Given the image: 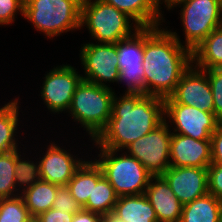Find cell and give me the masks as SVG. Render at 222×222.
Segmentation results:
<instances>
[{"mask_svg":"<svg viewBox=\"0 0 222 222\" xmlns=\"http://www.w3.org/2000/svg\"><path fill=\"white\" fill-rule=\"evenodd\" d=\"M144 27L143 69L146 95L170 97L193 64L192 51L182 45L176 32Z\"/></svg>","mask_w":222,"mask_h":222,"instance_id":"cell-1","label":"cell"},{"mask_svg":"<svg viewBox=\"0 0 222 222\" xmlns=\"http://www.w3.org/2000/svg\"><path fill=\"white\" fill-rule=\"evenodd\" d=\"M164 99L125 93L114 95L112 114L105 128L93 140L98 148L125 150L129 144L154 130L164 121Z\"/></svg>","mask_w":222,"mask_h":222,"instance_id":"cell-2","label":"cell"},{"mask_svg":"<svg viewBox=\"0 0 222 222\" xmlns=\"http://www.w3.org/2000/svg\"><path fill=\"white\" fill-rule=\"evenodd\" d=\"M115 93L111 87H103L82 80L74 92L68 112L86 128L92 140L105 128L112 114Z\"/></svg>","mask_w":222,"mask_h":222,"instance_id":"cell-3","label":"cell"},{"mask_svg":"<svg viewBox=\"0 0 222 222\" xmlns=\"http://www.w3.org/2000/svg\"><path fill=\"white\" fill-rule=\"evenodd\" d=\"M82 0H24L23 16L46 37L81 27Z\"/></svg>","mask_w":222,"mask_h":222,"instance_id":"cell-4","label":"cell"},{"mask_svg":"<svg viewBox=\"0 0 222 222\" xmlns=\"http://www.w3.org/2000/svg\"><path fill=\"white\" fill-rule=\"evenodd\" d=\"M131 20L126 13L102 0L81 2V28L86 25L91 36L99 43H117L132 36L140 26H131L134 24Z\"/></svg>","mask_w":222,"mask_h":222,"instance_id":"cell-5","label":"cell"},{"mask_svg":"<svg viewBox=\"0 0 222 222\" xmlns=\"http://www.w3.org/2000/svg\"><path fill=\"white\" fill-rule=\"evenodd\" d=\"M100 149L98 157L101 159H95V161L116 194L118 196L145 194L152 177L146 168L126 152V155L118 156V150Z\"/></svg>","mask_w":222,"mask_h":222,"instance_id":"cell-6","label":"cell"},{"mask_svg":"<svg viewBox=\"0 0 222 222\" xmlns=\"http://www.w3.org/2000/svg\"><path fill=\"white\" fill-rule=\"evenodd\" d=\"M176 5L183 6L180 18L185 34L184 46L191 51L222 26V0H183Z\"/></svg>","mask_w":222,"mask_h":222,"instance_id":"cell-7","label":"cell"},{"mask_svg":"<svg viewBox=\"0 0 222 222\" xmlns=\"http://www.w3.org/2000/svg\"><path fill=\"white\" fill-rule=\"evenodd\" d=\"M166 119L154 130L127 146V153L136 158L152 176H161L170 167V131Z\"/></svg>","mask_w":222,"mask_h":222,"instance_id":"cell-8","label":"cell"},{"mask_svg":"<svg viewBox=\"0 0 222 222\" xmlns=\"http://www.w3.org/2000/svg\"><path fill=\"white\" fill-rule=\"evenodd\" d=\"M144 27L132 36L117 42L119 67L118 82H127L125 93L146 95V82L143 69Z\"/></svg>","mask_w":222,"mask_h":222,"instance_id":"cell-9","label":"cell"},{"mask_svg":"<svg viewBox=\"0 0 222 222\" xmlns=\"http://www.w3.org/2000/svg\"><path fill=\"white\" fill-rule=\"evenodd\" d=\"M80 57L85 70L83 80L103 87H108V81L118 82L117 43L89 42L81 47Z\"/></svg>","mask_w":222,"mask_h":222,"instance_id":"cell-10","label":"cell"},{"mask_svg":"<svg viewBox=\"0 0 222 222\" xmlns=\"http://www.w3.org/2000/svg\"><path fill=\"white\" fill-rule=\"evenodd\" d=\"M164 119L175 125L173 132L196 140H210L212 134L222 124L214 113L201 111L184 104H164Z\"/></svg>","mask_w":222,"mask_h":222,"instance_id":"cell-11","label":"cell"},{"mask_svg":"<svg viewBox=\"0 0 222 222\" xmlns=\"http://www.w3.org/2000/svg\"><path fill=\"white\" fill-rule=\"evenodd\" d=\"M41 97L48 110L54 114L69 110L74 92L83 80L71 65L58 66L50 70L44 78Z\"/></svg>","mask_w":222,"mask_h":222,"instance_id":"cell-12","label":"cell"},{"mask_svg":"<svg viewBox=\"0 0 222 222\" xmlns=\"http://www.w3.org/2000/svg\"><path fill=\"white\" fill-rule=\"evenodd\" d=\"M164 104H184L214 113V102L207 74L193 65L182 75L174 93Z\"/></svg>","mask_w":222,"mask_h":222,"instance_id":"cell-13","label":"cell"},{"mask_svg":"<svg viewBox=\"0 0 222 222\" xmlns=\"http://www.w3.org/2000/svg\"><path fill=\"white\" fill-rule=\"evenodd\" d=\"M184 205L208 193V169L170 166L162 175Z\"/></svg>","mask_w":222,"mask_h":222,"instance_id":"cell-14","label":"cell"},{"mask_svg":"<svg viewBox=\"0 0 222 222\" xmlns=\"http://www.w3.org/2000/svg\"><path fill=\"white\" fill-rule=\"evenodd\" d=\"M211 163V140H196L172 132L170 166L207 168Z\"/></svg>","mask_w":222,"mask_h":222,"instance_id":"cell-15","label":"cell"},{"mask_svg":"<svg viewBox=\"0 0 222 222\" xmlns=\"http://www.w3.org/2000/svg\"><path fill=\"white\" fill-rule=\"evenodd\" d=\"M50 144L44 157L39 161L40 180L66 186L85 160L76 159L74 155L55 143Z\"/></svg>","mask_w":222,"mask_h":222,"instance_id":"cell-16","label":"cell"},{"mask_svg":"<svg viewBox=\"0 0 222 222\" xmlns=\"http://www.w3.org/2000/svg\"><path fill=\"white\" fill-rule=\"evenodd\" d=\"M145 195L155 210L158 222H180L183 204L162 176L150 178Z\"/></svg>","mask_w":222,"mask_h":222,"instance_id":"cell-17","label":"cell"},{"mask_svg":"<svg viewBox=\"0 0 222 222\" xmlns=\"http://www.w3.org/2000/svg\"><path fill=\"white\" fill-rule=\"evenodd\" d=\"M118 197L110 182L104 177L101 167L94 161L93 191L82 207L83 210L105 216L114 210Z\"/></svg>","mask_w":222,"mask_h":222,"instance_id":"cell-18","label":"cell"},{"mask_svg":"<svg viewBox=\"0 0 222 222\" xmlns=\"http://www.w3.org/2000/svg\"><path fill=\"white\" fill-rule=\"evenodd\" d=\"M126 13L140 27H156L162 17L156 0H102Z\"/></svg>","mask_w":222,"mask_h":222,"instance_id":"cell-19","label":"cell"},{"mask_svg":"<svg viewBox=\"0 0 222 222\" xmlns=\"http://www.w3.org/2000/svg\"><path fill=\"white\" fill-rule=\"evenodd\" d=\"M113 211L123 222H158L145 194L119 196Z\"/></svg>","mask_w":222,"mask_h":222,"instance_id":"cell-20","label":"cell"},{"mask_svg":"<svg viewBox=\"0 0 222 222\" xmlns=\"http://www.w3.org/2000/svg\"><path fill=\"white\" fill-rule=\"evenodd\" d=\"M192 59L198 69H222V26L213 30L192 51Z\"/></svg>","mask_w":222,"mask_h":222,"instance_id":"cell-21","label":"cell"},{"mask_svg":"<svg viewBox=\"0 0 222 222\" xmlns=\"http://www.w3.org/2000/svg\"><path fill=\"white\" fill-rule=\"evenodd\" d=\"M222 200L207 193L182 208L180 222H220Z\"/></svg>","mask_w":222,"mask_h":222,"instance_id":"cell-22","label":"cell"},{"mask_svg":"<svg viewBox=\"0 0 222 222\" xmlns=\"http://www.w3.org/2000/svg\"><path fill=\"white\" fill-rule=\"evenodd\" d=\"M59 187L50 182L39 180L28 190L19 193L33 219L53 207Z\"/></svg>","mask_w":222,"mask_h":222,"instance_id":"cell-23","label":"cell"},{"mask_svg":"<svg viewBox=\"0 0 222 222\" xmlns=\"http://www.w3.org/2000/svg\"><path fill=\"white\" fill-rule=\"evenodd\" d=\"M18 104V99H14L0 108V154L18 149L14 137L19 121Z\"/></svg>","mask_w":222,"mask_h":222,"instance_id":"cell-24","label":"cell"},{"mask_svg":"<svg viewBox=\"0 0 222 222\" xmlns=\"http://www.w3.org/2000/svg\"><path fill=\"white\" fill-rule=\"evenodd\" d=\"M66 186L74 199L83 207L93 191V161H84Z\"/></svg>","mask_w":222,"mask_h":222,"instance_id":"cell-25","label":"cell"},{"mask_svg":"<svg viewBox=\"0 0 222 222\" xmlns=\"http://www.w3.org/2000/svg\"><path fill=\"white\" fill-rule=\"evenodd\" d=\"M19 155V150H12L0 154V199L19 196L16 194L19 189L15 185V159ZM15 192V194H14Z\"/></svg>","mask_w":222,"mask_h":222,"instance_id":"cell-26","label":"cell"},{"mask_svg":"<svg viewBox=\"0 0 222 222\" xmlns=\"http://www.w3.org/2000/svg\"><path fill=\"white\" fill-rule=\"evenodd\" d=\"M0 222H34L22 197L0 199Z\"/></svg>","mask_w":222,"mask_h":222,"instance_id":"cell-27","label":"cell"},{"mask_svg":"<svg viewBox=\"0 0 222 222\" xmlns=\"http://www.w3.org/2000/svg\"><path fill=\"white\" fill-rule=\"evenodd\" d=\"M20 156L19 154L15 159L14 175L15 185L20 186L19 189L23 186L21 192L23 193L40 180V174L37 162L22 160Z\"/></svg>","mask_w":222,"mask_h":222,"instance_id":"cell-28","label":"cell"},{"mask_svg":"<svg viewBox=\"0 0 222 222\" xmlns=\"http://www.w3.org/2000/svg\"><path fill=\"white\" fill-rule=\"evenodd\" d=\"M211 86L214 102V114L222 122V69L203 70Z\"/></svg>","mask_w":222,"mask_h":222,"instance_id":"cell-29","label":"cell"},{"mask_svg":"<svg viewBox=\"0 0 222 222\" xmlns=\"http://www.w3.org/2000/svg\"><path fill=\"white\" fill-rule=\"evenodd\" d=\"M66 213H77L83 208L71 195L67 186H60L54 199L53 207Z\"/></svg>","mask_w":222,"mask_h":222,"instance_id":"cell-30","label":"cell"},{"mask_svg":"<svg viewBox=\"0 0 222 222\" xmlns=\"http://www.w3.org/2000/svg\"><path fill=\"white\" fill-rule=\"evenodd\" d=\"M24 0H0V25H10L15 14L20 12L23 16Z\"/></svg>","mask_w":222,"mask_h":222,"instance_id":"cell-31","label":"cell"},{"mask_svg":"<svg viewBox=\"0 0 222 222\" xmlns=\"http://www.w3.org/2000/svg\"><path fill=\"white\" fill-rule=\"evenodd\" d=\"M207 169L208 193L222 200V165L211 163Z\"/></svg>","mask_w":222,"mask_h":222,"instance_id":"cell-32","label":"cell"},{"mask_svg":"<svg viewBox=\"0 0 222 222\" xmlns=\"http://www.w3.org/2000/svg\"><path fill=\"white\" fill-rule=\"evenodd\" d=\"M74 214L51 208L37 216L34 222H72Z\"/></svg>","mask_w":222,"mask_h":222,"instance_id":"cell-33","label":"cell"},{"mask_svg":"<svg viewBox=\"0 0 222 222\" xmlns=\"http://www.w3.org/2000/svg\"><path fill=\"white\" fill-rule=\"evenodd\" d=\"M210 140L212 163L222 165V124L212 134Z\"/></svg>","mask_w":222,"mask_h":222,"instance_id":"cell-34","label":"cell"},{"mask_svg":"<svg viewBox=\"0 0 222 222\" xmlns=\"http://www.w3.org/2000/svg\"><path fill=\"white\" fill-rule=\"evenodd\" d=\"M103 218V215L82 209L74 214L72 222H103Z\"/></svg>","mask_w":222,"mask_h":222,"instance_id":"cell-35","label":"cell"},{"mask_svg":"<svg viewBox=\"0 0 222 222\" xmlns=\"http://www.w3.org/2000/svg\"><path fill=\"white\" fill-rule=\"evenodd\" d=\"M103 222H123L122 219L115 213L114 211H110L107 213L104 218Z\"/></svg>","mask_w":222,"mask_h":222,"instance_id":"cell-36","label":"cell"},{"mask_svg":"<svg viewBox=\"0 0 222 222\" xmlns=\"http://www.w3.org/2000/svg\"><path fill=\"white\" fill-rule=\"evenodd\" d=\"M165 3V7H167V9L171 10L172 8L176 7V4H178L179 2L183 1V0H162ZM157 5L160 8V4H162L163 2H161V0H156Z\"/></svg>","mask_w":222,"mask_h":222,"instance_id":"cell-37","label":"cell"},{"mask_svg":"<svg viewBox=\"0 0 222 222\" xmlns=\"http://www.w3.org/2000/svg\"><path fill=\"white\" fill-rule=\"evenodd\" d=\"M220 222H222V208H221V217H220Z\"/></svg>","mask_w":222,"mask_h":222,"instance_id":"cell-38","label":"cell"}]
</instances>
